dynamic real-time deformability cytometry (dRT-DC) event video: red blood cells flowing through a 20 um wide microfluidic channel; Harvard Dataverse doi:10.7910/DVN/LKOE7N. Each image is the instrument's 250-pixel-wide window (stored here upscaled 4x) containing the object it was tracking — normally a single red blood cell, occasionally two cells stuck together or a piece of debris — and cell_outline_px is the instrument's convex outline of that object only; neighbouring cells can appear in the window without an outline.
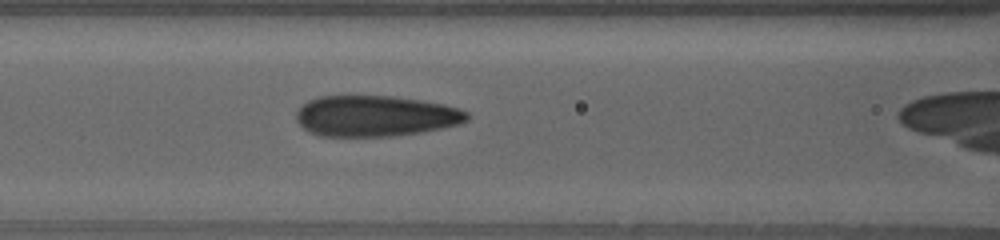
{"species": "human", "species_latin": "Homo sapiens", "temperature_condition": "warm", "stored_images_in_passage": 28, "camera_frame_rate_fps": 3000, "um_per_image_px": 0.085, "donor": {"sex": "female"}, "frame": {"image": 1, "passage_image": 8, "time_ms": 2.0, "image_size_px": [1000, 240], "cell_outline_px": [[468, 120], [460, 124], [420, 132], [392, 136], [320, 136], [308, 132], [296, 120], [296, 112], [308, 100], [316, 96], [392, 96], [420, 100], [444, 104], [468, 112]], "centroid_in_image_um": [31.88, 9.86], "position_along_channel_um": 134.7, "area_um2": 40.63}}
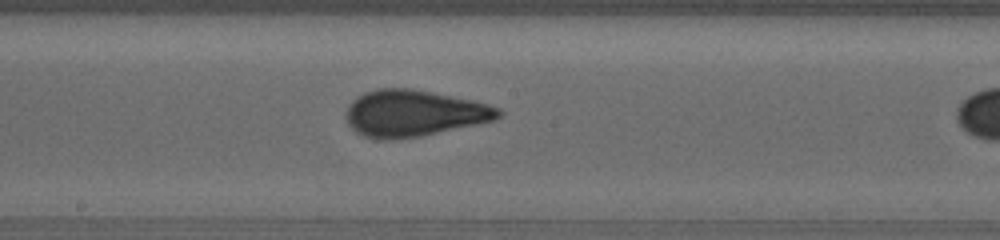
{"frame": {"image": 2, "passage_image": 20, "time_ms": 4.667, "image_size_px": [1000, 240], "cell_outline_px": [[504, 112], [496, 120], [420, 136], [388, 140], [376, 140], [364, 136], [356, 132], [348, 124], [348, 108], [352, 100], [364, 92], [376, 88], [408, 88], [432, 92], [472, 100], [500, 108]], "centroid_in_image_um": [35.18, 9.63], "position_along_channel_um": 213.0, "area_um2": 41.1}}
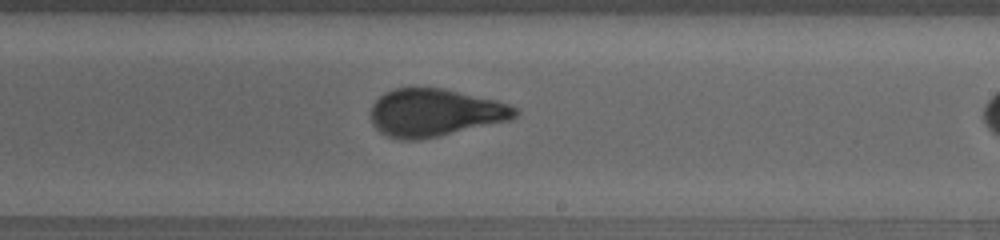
{"frame": {"image": 3, "passage_image": 25, "time_ms": 6.0, "image_size_px": [1000, 240], "cell_outline_px": [[520, 112], [516, 116], [508, 120], [420, 140], [400, 140], [384, 136], [372, 124], [372, 104], [384, 92], [392, 88], [444, 88], [496, 100], [508, 104], [516, 108]], "centroid_in_image_um": [36.93, 9.57], "position_along_channel_um": 252.1, "area_um2": 40.0}}